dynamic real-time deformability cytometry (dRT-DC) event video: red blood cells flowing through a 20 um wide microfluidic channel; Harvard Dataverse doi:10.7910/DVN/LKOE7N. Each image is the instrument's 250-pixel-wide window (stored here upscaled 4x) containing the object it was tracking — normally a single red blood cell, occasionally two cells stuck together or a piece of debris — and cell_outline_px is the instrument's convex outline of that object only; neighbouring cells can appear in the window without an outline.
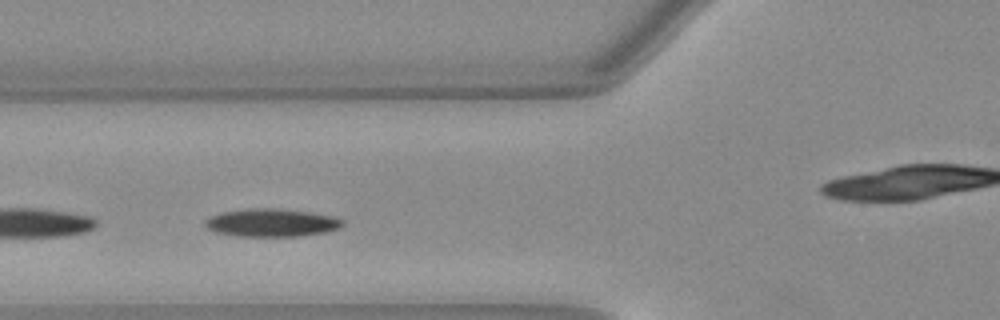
{"species": "Egyptian fruit bat (a non-hibernating species)", "species_latin": "Rousettus aegyptiacus", "temperature_condition": "warm", "stored_images_in_passage": 17, "camera_frame_rate_fps": 3000, "um_per_image_px": 0.085, "animal": {"sex": "female"}, "frame": {"image": 1, "passage_image": 8, "time_ms": 2.333, "image_size_px": [1000, 320], "cell_outline_px": [[344, 224], [340, 228], [328, 232], [300, 236], [236, 236], [216, 232], [208, 228], [204, 224], [204, 220], [220, 212], [252, 208], [276, 208], [308, 212], [332, 216], [340, 220]], "centroid_in_image_um": [23.07, 18.93], "position_along_channel_um": 102.7, "area_um2": 22.31}}